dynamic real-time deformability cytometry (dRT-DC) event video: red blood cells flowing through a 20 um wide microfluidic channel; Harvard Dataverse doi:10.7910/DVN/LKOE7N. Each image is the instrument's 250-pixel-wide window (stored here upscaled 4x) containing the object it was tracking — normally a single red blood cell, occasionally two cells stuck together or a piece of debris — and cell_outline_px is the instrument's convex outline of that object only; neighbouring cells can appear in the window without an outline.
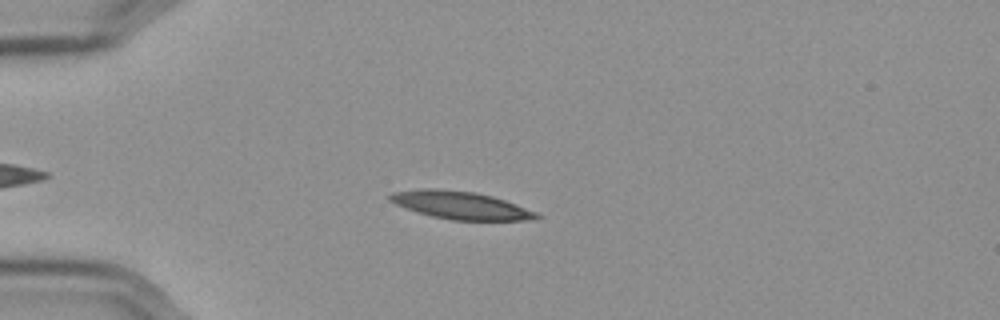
{"species": "Egyptian fruit bat (a non-hibernating species)", "species_latin": "Rousettus aegyptiacus", "temperature_condition": "cold", "stored_images_in_passage": 51, "camera_frame_rate_fps": 3000, "um_per_image_px": 0.085, "frame": {"image": 1, "passage_image": 9, "time_ms": 2.667, "image_size_px": [1000, 320], "cell_outline_px": [[540, 216], [524, 220], [452, 220], [432, 216], [396, 204], [388, 200], [388, 196], [392, 192], [420, 188], [436, 188], [476, 192], [492, 196], [516, 204], [536, 212]], "centroid_in_image_um": [39.1, 17.42], "position_along_channel_um": 45.9, "area_um2": 23.41}}
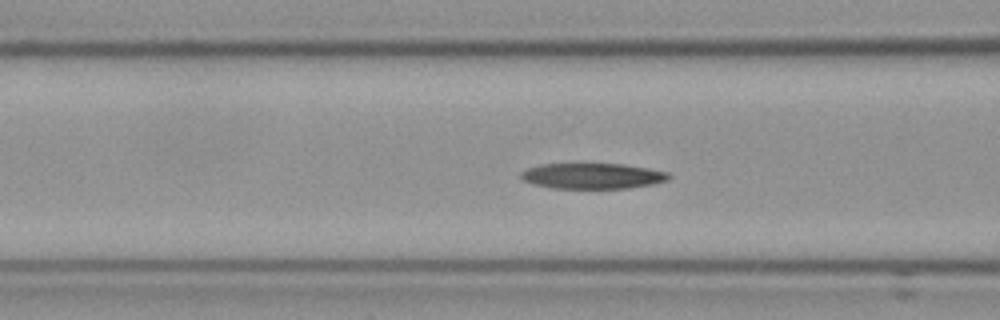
{"frame": {"image": 2, "passage_image": 17, "time_ms": 5.333, "image_size_px": [1000, 320], "cell_outline_px": [[672, 176], [668, 180], [652, 184], [628, 188], [552, 188], [532, 184], [524, 180], [520, 176], [520, 172], [528, 168], [540, 164], [624, 164], [648, 168], [668, 172]], "centroid_in_image_um": [50.37, 14.95], "position_along_channel_um": 116.2, "area_um2": 22.08}}
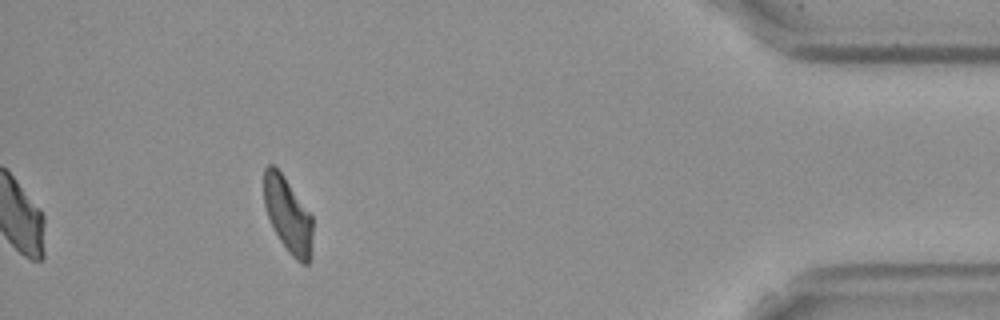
{"frame": {"image": 3, "passage_image": 46, "time_ms": 15.0, "image_size_px": [1000, 320], "cell_outline_px": [[312, 256], [308, 264], [300, 264], [288, 252], [280, 240], [268, 216], [264, 204], [264, 168], [268, 164], [272, 164], [280, 172], [312, 216]], "centroid_in_image_um": [24.49, 18.32], "position_along_channel_um": 410.7, "area_um2": 21.1}, "authors_computed_cell_mechanics": {"area_um2": 22.8888, "velocity_mm_per_s": 3.5731, "shape_relaxation_time_tau1_ms": 5.5587, "shape_relaxation_time_tau2_ms": 6.0584, "deformation_change_tau1": 0.1916, "deformation_change_tau2": 0.1559}}